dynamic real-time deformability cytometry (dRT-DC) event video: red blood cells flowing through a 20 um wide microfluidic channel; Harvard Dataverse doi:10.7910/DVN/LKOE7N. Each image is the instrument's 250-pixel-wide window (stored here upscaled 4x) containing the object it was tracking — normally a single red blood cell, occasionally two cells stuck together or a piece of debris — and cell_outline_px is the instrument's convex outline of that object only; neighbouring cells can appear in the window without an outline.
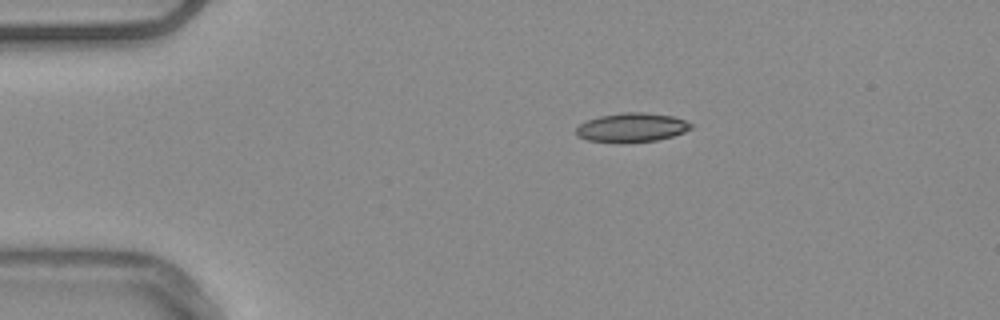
{"species": "common noctule bat (a hibernating species)", "species_latin": "Nyctalus noctula", "temperature_condition": "warm", "stored_images_in_passage": 44, "camera_frame_rate_fps": 3000, "um_per_image_px": 0.085, "animal": {"sex": "male", "body_mass_g": 20.4}, "frame": {"image": 1, "passage_image": 1, "time_ms": 0.0, "image_size_px": [1000, 320], "cell_outline_px": [[692, 128], [684, 132], [672, 136], [656, 140], [588, 140], [576, 136], [576, 128], [580, 124], [588, 120], [600, 116], [624, 112], [640, 112], [672, 116], [684, 120], [692, 124]], "centroid_in_image_um": [53.72, 10.8], "position_along_channel_um": 31.3, "area_um2": 18.55}}
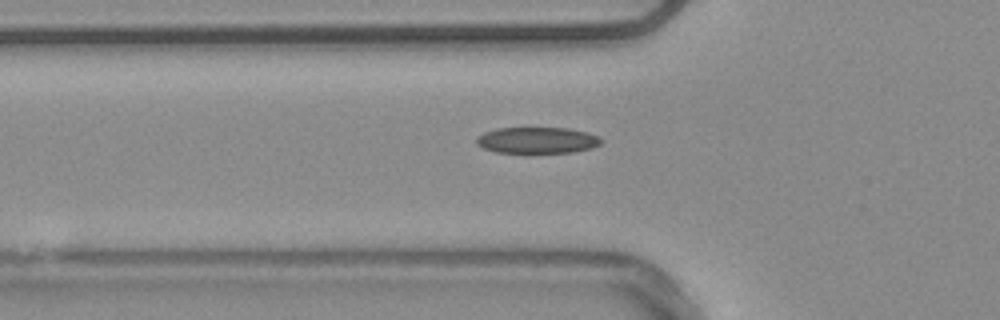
{"frame": {"image": 2, "passage_image": 9, "time_ms": 2.667, "image_size_px": [1000, 320], "cell_outline_px": [[604, 140], [600, 144], [592, 148], [572, 152], [528, 156], [496, 152], [484, 148], [476, 144], [476, 136], [484, 132], [496, 128], [568, 128], [588, 132], [600, 136]], "centroid_in_image_um": [45.66, 11.97], "position_along_channel_um": 80.1, "area_um2": 20.23}, "authors_computed_cell_mechanics": {"area_um2": 18.8717, "velocity_mm_per_s": 3.7967, "shape_relaxation_time_tau1_ms": null, "shape_relaxation_time_tau2_ms": 2.402, "deformation_change_tau1": null, "deformation_change_tau2": 0.0841}}